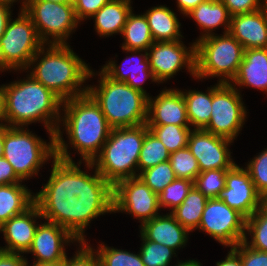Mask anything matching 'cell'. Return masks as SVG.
Instances as JSON below:
<instances>
[{"instance_id":"obj_1","label":"cell","mask_w":267,"mask_h":266,"mask_svg":"<svg viewBox=\"0 0 267 266\" xmlns=\"http://www.w3.org/2000/svg\"><path fill=\"white\" fill-rule=\"evenodd\" d=\"M51 162L49 180L34 194V203L42 219L67 229L80 242H87L84 233L89 223L113 212V185L96 169L91 175L81 170V161L76 164L55 157Z\"/></svg>"},{"instance_id":"obj_2","label":"cell","mask_w":267,"mask_h":266,"mask_svg":"<svg viewBox=\"0 0 267 266\" xmlns=\"http://www.w3.org/2000/svg\"><path fill=\"white\" fill-rule=\"evenodd\" d=\"M60 125L68 135L69 143L63 139L62 127L55 133V156L65 161H73L69 145L81 156L79 161L92 162L107 141L111 127L100 106L88 94L62 102ZM67 143V144H66Z\"/></svg>"},{"instance_id":"obj_3","label":"cell","mask_w":267,"mask_h":266,"mask_svg":"<svg viewBox=\"0 0 267 266\" xmlns=\"http://www.w3.org/2000/svg\"><path fill=\"white\" fill-rule=\"evenodd\" d=\"M8 127H27L42 122L50 140L60 127L62 100L31 75L5 85Z\"/></svg>"},{"instance_id":"obj_4","label":"cell","mask_w":267,"mask_h":266,"mask_svg":"<svg viewBox=\"0 0 267 266\" xmlns=\"http://www.w3.org/2000/svg\"><path fill=\"white\" fill-rule=\"evenodd\" d=\"M46 46L44 44L30 61L26 69L31 68L29 74L62 101L86 94L87 86L83 83L89 79L90 66L73 52L69 44Z\"/></svg>"},{"instance_id":"obj_5","label":"cell","mask_w":267,"mask_h":266,"mask_svg":"<svg viewBox=\"0 0 267 266\" xmlns=\"http://www.w3.org/2000/svg\"><path fill=\"white\" fill-rule=\"evenodd\" d=\"M98 75V85H87V93L100 106L111 128L140 126L147 122L148 97L125 82L108 77L102 70L95 74L90 70L89 78Z\"/></svg>"},{"instance_id":"obj_6","label":"cell","mask_w":267,"mask_h":266,"mask_svg":"<svg viewBox=\"0 0 267 266\" xmlns=\"http://www.w3.org/2000/svg\"><path fill=\"white\" fill-rule=\"evenodd\" d=\"M147 124L111 128L109 137L92 162H83L87 169L97 170L113 186L120 180L138 176V160Z\"/></svg>"},{"instance_id":"obj_7","label":"cell","mask_w":267,"mask_h":266,"mask_svg":"<svg viewBox=\"0 0 267 266\" xmlns=\"http://www.w3.org/2000/svg\"><path fill=\"white\" fill-rule=\"evenodd\" d=\"M244 50L229 32L196 39L195 79L219 77V83H230L243 60Z\"/></svg>"},{"instance_id":"obj_8","label":"cell","mask_w":267,"mask_h":266,"mask_svg":"<svg viewBox=\"0 0 267 266\" xmlns=\"http://www.w3.org/2000/svg\"><path fill=\"white\" fill-rule=\"evenodd\" d=\"M3 157L12 165L22 180L38 175L49 159L55 156V140L46 143L25 127H8L4 124Z\"/></svg>"},{"instance_id":"obj_9","label":"cell","mask_w":267,"mask_h":266,"mask_svg":"<svg viewBox=\"0 0 267 266\" xmlns=\"http://www.w3.org/2000/svg\"><path fill=\"white\" fill-rule=\"evenodd\" d=\"M24 12L31 18L45 45L69 44L67 40L79 24L71 3L30 0Z\"/></svg>"},{"instance_id":"obj_10","label":"cell","mask_w":267,"mask_h":266,"mask_svg":"<svg viewBox=\"0 0 267 266\" xmlns=\"http://www.w3.org/2000/svg\"><path fill=\"white\" fill-rule=\"evenodd\" d=\"M238 87L219 83L212 87V111L205 131L234 142L245 124L247 111Z\"/></svg>"},{"instance_id":"obj_11","label":"cell","mask_w":267,"mask_h":266,"mask_svg":"<svg viewBox=\"0 0 267 266\" xmlns=\"http://www.w3.org/2000/svg\"><path fill=\"white\" fill-rule=\"evenodd\" d=\"M43 45L35 25L24 11H19L15 20H9L0 38V48L15 71H26L30 61Z\"/></svg>"},{"instance_id":"obj_12","label":"cell","mask_w":267,"mask_h":266,"mask_svg":"<svg viewBox=\"0 0 267 266\" xmlns=\"http://www.w3.org/2000/svg\"><path fill=\"white\" fill-rule=\"evenodd\" d=\"M246 218L220 198H209L203 210L199 231L226 247H235L244 240Z\"/></svg>"},{"instance_id":"obj_13","label":"cell","mask_w":267,"mask_h":266,"mask_svg":"<svg viewBox=\"0 0 267 266\" xmlns=\"http://www.w3.org/2000/svg\"><path fill=\"white\" fill-rule=\"evenodd\" d=\"M158 195L138 176L118 181L113 186V213H128L141 225L158 216Z\"/></svg>"},{"instance_id":"obj_14","label":"cell","mask_w":267,"mask_h":266,"mask_svg":"<svg viewBox=\"0 0 267 266\" xmlns=\"http://www.w3.org/2000/svg\"><path fill=\"white\" fill-rule=\"evenodd\" d=\"M150 68L157 83H164L186 68L195 78V42L190 47L181 40L154 42L147 50Z\"/></svg>"},{"instance_id":"obj_15","label":"cell","mask_w":267,"mask_h":266,"mask_svg":"<svg viewBox=\"0 0 267 266\" xmlns=\"http://www.w3.org/2000/svg\"><path fill=\"white\" fill-rule=\"evenodd\" d=\"M219 198L246 219L266 202L257 192L247 169L238 164L227 170L225 188Z\"/></svg>"},{"instance_id":"obj_16","label":"cell","mask_w":267,"mask_h":266,"mask_svg":"<svg viewBox=\"0 0 267 266\" xmlns=\"http://www.w3.org/2000/svg\"><path fill=\"white\" fill-rule=\"evenodd\" d=\"M233 141L214 135L204 129H192L188 148L197 159L200 172L206 170L231 169L233 161L229 145Z\"/></svg>"},{"instance_id":"obj_17","label":"cell","mask_w":267,"mask_h":266,"mask_svg":"<svg viewBox=\"0 0 267 266\" xmlns=\"http://www.w3.org/2000/svg\"><path fill=\"white\" fill-rule=\"evenodd\" d=\"M79 243L67 229L50 221L39 224L32 244L26 253L33 254L37 264L66 259V245ZM69 243V244H68Z\"/></svg>"},{"instance_id":"obj_18","label":"cell","mask_w":267,"mask_h":266,"mask_svg":"<svg viewBox=\"0 0 267 266\" xmlns=\"http://www.w3.org/2000/svg\"><path fill=\"white\" fill-rule=\"evenodd\" d=\"M146 124L190 126L186 102L181 90L165 87L155 98L148 97Z\"/></svg>"},{"instance_id":"obj_19","label":"cell","mask_w":267,"mask_h":266,"mask_svg":"<svg viewBox=\"0 0 267 266\" xmlns=\"http://www.w3.org/2000/svg\"><path fill=\"white\" fill-rule=\"evenodd\" d=\"M37 218H43L39 207L34 203L24 213L10 218L0 226L6 245L0 250L13 253H26L38 227Z\"/></svg>"},{"instance_id":"obj_20","label":"cell","mask_w":267,"mask_h":266,"mask_svg":"<svg viewBox=\"0 0 267 266\" xmlns=\"http://www.w3.org/2000/svg\"><path fill=\"white\" fill-rule=\"evenodd\" d=\"M126 51V53H131L125 58V64L117 65L115 60H109L104 66H102L101 70L111 79L118 82H125L133 89L138 90L145 94L147 97H150L149 93L146 92L144 87L145 81L152 80V82H157L152 70L150 68V63L147 58V51L144 50H128L122 49ZM141 52H144L141 53ZM138 55V58L136 57ZM136 58V59H135ZM129 66L126 70L123 69L127 64Z\"/></svg>"},{"instance_id":"obj_21","label":"cell","mask_w":267,"mask_h":266,"mask_svg":"<svg viewBox=\"0 0 267 266\" xmlns=\"http://www.w3.org/2000/svg\"><path fill=\"white\" fill-rule=\"evenodd\" d=\"M140 233L152 242L163 244L176 251L188 242L189 231L171 213L158 215L140 225Z\"/></svg>"},{"instance_id":"obj_22","label":"cell","mask_w":267,"mask_h":266,"mask_svg":"<svg viewBox=\"0 0 267 266\" xmlns=\"http://www.w3.org/2000/svg\"><path fill=\"white\" fill-rule=\"evenodd\" d=\"M229 33L245 50L267 48V19L260 10L231 16Z\"/></svg>"},{"instance_id":"obj_23","label":"cell","mask_w":267,"mask_h":266,"mask_svg":"<svg viewBox=\"0 0 267 266\" xmlns=\"http://www.w3.org/2000/svg\"><path fill=\"white\" fill-rule=\"evenodd\" d=\"M230 84L239 88L254 87L267 93V48L244 50L243 60Z\"/></svg>"},{"instance_id":"obj_24","label":"cell","mask_w":267,"mask_h":266,"mask_svg":"<svg viewBox=\"0 0 267 266\" xmlns=\"http://www.w3.org/2000/svg\"><path fill=\"white\" fill-rule=\"evenodd\" d=\"M203 30L198 39L213 35L215 29L223 26V33L230 29L231 15L221 0H206L186 15Z\"/></svg>"},{"instance_id":"obj_25","label":"cell","mask_w":267,"mask_h":266,"mask_svg":"<svg viewBox=\"0 0 267 266\" xmlns=\"http://www.w3.org/2000/svg\"><path fill=\"white\" fill-rule=\"evenodd\" d=\"M131 0H110L91 19L95 20V31L100 37L122 34L128 15L133 10Z\"/></svg>"},{"instance_id":"obj_26","label":"cell","mask_w":267,"mask_h":266,"mask_svg":"<svg viewBox=\"0 0 267 266\" xmlns=\"http://www.w3.org/2000/svg\"><path fill=\"white\" fill-rule=\"evenodd\" d=\"M154 42L182 40L181 23L177 15L165 5L154 6L144 13Z\"/></svg>"},{"instance_id":"obj_27","label":"cell","mask_w":267,"mask_h":266,"mask_svg":"<svg viewBox=\"0 0 267 266\" xmlns=\"http://www.w3.org/2000/svg\"><path fill=\"white\" fill-rule=\"evenodd\" d=\"M22 183L0 185V226L34 204V193Z\"/></svg>"},{"instance_id":"obj_28","label":"cell","mask_w":267,"mask_h":266,"mask_svg":"<svg viewBox=\"0 0 267 266\" xmlns=\"http://www.w3.org/2000/svg\"><path fill=\"white\" fill-rule=\"evenodd\" d=\"M186 102L187 116L190 127L204 129L211 118L212 111V86L205 91L182 90Z\"/></svg>"},{"instance_id":"obj_29","label":"cell","mask_w":267,"mask_h":266,"mask_svg":"<svg viewBox=\"0 0 267 266\" xmlns=\"http://www.w3.org/2000/svg\"><path fill=\"white\" fill-rule=\"evenodd\" d=\"M122 49L147 51L154 43L148 21L143 14L130 12L122 31Z\"/></svg>"},{"instance_id":"obj_30","label":"cell","mask_w":267,"mask_h":266,"mask_svg":"<svg viewBox=\"0 0 267 266\" xmlns=\"http://www.w3.org/2000/svg\"><path fill=\"white\" fill-rule=\"evenodd\" d=\"M208 199L193 186L183 203L170 211V213L184 228L189 232H193V230L198 229Z\"/></svg>"},{"instance_id":"obj_31","label":"cell","mask_w":267,"mask_h":266,"mask_svg":"<svg viewBox=\"0 0 267 266\" xmlns=\"http://www.w3.org/2000/svg\"><path fill=\"white\" fill-rule=\"evenodd\" d=\"M247 234L251 241H248ZM243 242L252 249L267 252V202L246 219Z\"/></svg>"},{"instance_id":"obj_32","label":"cell","mask_w":267,"mask_h":266,"mask_svg":"<svg viewBox=\"0 0 267 266\" xmlns=\"http://www.w3.org/2000/svg\"><path fill=\"white\" fill-rule=\"evenodd\" d=\"M170 159V152L165 145L150 131L145 133L144 142L140 150L138 160V175L139 172L154 167L161 162Z\"/></svg>"},{"instance_id":"obj_33","label":"cell","mask_w":267,"mask_h":266,"mask_svg":"<svg viewBox=\"0 0 267 266\" xmlns=\"http://www.w3.org/2000/svg\"><path fill=\"white\" fill-rule=\"evenodd\" d=\"M149 130L165 145L172 153L188 146L189 135L192 131L190 126L147 125Z\"/></svg>"},{"instance_id":"obj_34","label":"cell","mask_w":267,"mask_h":266,"mask_svg":"<svg viewBox=\"0 0 267 266\" xmlns=\"http://www.w3.org/2000/svg\"><path fill=\"white\" fill-rule=\"evenodd\" d=\"M97 253L100 266H145L140 253H131L123 249L109 247L104 243L99 244Z\"/></svg>"},{"instance_id":"obj_35","label":"cell","mask_w":267,"mask_h":266,"mask_svg":"<svg viewBox=\"0 0 267 266\" xmlns=\"http://www.w3.org/2000/svg\"><path fill=\"white\" fill-rule=\"evenodd\" d=\"M138 177L157 195L176 179L169 160L142 171Z\"/></svg>"},{"instance_id":"obj_36","label":"cell","mask_w":267,"mask_h":266,"mask_svg":"<svg viewBox=\"0 0 267 266\" xmlns=\"http://www.w3.org/2000/svg\"><path fill=\"white\" fill-rule=\"evenodd\" d=\"M139 253L145 266H169L172 257H177V251L170 247L147 240L141 233Z\"/></svg>"},{"instance_id":"obj_37","label":"cell","mask_w":267,"mask_h":266,"mask_svg":"<svg viewBox=\"0 0 267 266\" xmlns=\"http://www.w3.org/2000/svg\"><path fill=\"white\" fill-rule=\"evenodd\" d=\"M169 162L176 178L189 179L194 182L200 173L198 161L188 147L170 153Z\"/></svg>"},{"instance_id":"obj_38","label":"cell","mask_w":267,"mask_h":266,"mask_svg":"<svg viewBox=\"0 0 267 266\" xmlns=\"http://www.w3.org/2000/svg\"><path fill=\"white\" fill-rule=\"evenodd\" d=\"M193 186L194 182L189 179L176 178L158 195L160 209L169 208V211L174 210L183 203Z\"/></svg>"},{"instance_id":"obj_39","label":"cell","mask_w":267,"mask_h":266,"mask_svg":"<svg viewBox=\"0 0 267 266\" xmlns=\"http://www.w3.org/2000/svg\"><path fill=\"white\" fill-rule=\"evenodd\" d=\"M227 170L229 169L200 172L194 181V186L207 198H219L225 188Z\"/></svg>"},{"instance_id":"obj_40","label":"cell","mask_w":267,"mask_h":266,"mask_svg":"<svg viewBox=\"0 0 267 266\" xmlns=\"http://www.w3.org/2000/svg\"><path fill=\"white\" fill-rule=\"evenodd\" d=\"M255 185L257 192L267 200V148L259 152L257 156L245 167Z\"/></svg>"},{"instance_id":"obj_41","label":"cell","mask_w":267,"mask_h":266,"mask_svg":"<svg viewBox=\"0 0 267 266\" xmlns=\"http://www.w3.org/2000/svg\"><path fill=\"white\" fill-rule=\"evenodd\" d=\"M72 258L64 259V266H100V261L94 248L88 242H79V249Z\"/></svg>"},{"instance_id":"obj_42","label":"cell","mask_w":267,"mask_h":266,"mask_svg":"<svg viewBox=\"0 0 267 266\" xmlns=\"http://www.w3.org/2000/svg\"><path fill=\"white\" fill-rule=\"evenodd\" d=\"M232 248L240 255L242 266H267V252L252 249L243 241Z\"/></svg>"},{"instance_id":"obj_43","label":"cell","mask_w":267,"mask_h":266,"mask_svg":"<svg viewBox=\"0 0 267 266\" xmlns=\"http://www.w3.org/2000/svg\"><path fill=\"white\" fill-rule=\"evenodd\" d=\"M110 0H77L74 5L76 18L79 22L90 19L99 9Z\"/></svg>"},{"instance_id":"obj_44","label":"cell","mask_w":267,"mask_h":266,"mask_svg":"<svg viewBox=\"0 0 267 266\" xmlns=\"http://www.w3.org/2000/svg\"><path fill=\"white\" fill-rule=\"evenodd\" d=\"M231 16L260 10V0H221Z\"/></svg>"},{"instance_id":"obj_45","label":"cell","mask_w":267,"mask_h":266,"mask_svg":"<svg viewBox=\"0 0 267 266\" xmlns=\"http://www.w3.org/2000/svg\"><path fill=\"white\" fill-rule=\"evenodd\" d=\"M22 183L16 175L12 165L4 158H0V185Z\"/></svg>"},{"instance_id":"obj_46","label":"cell","mask_w":267,"mask_h":266,"mask_svg":"<svg viewBox=\"0 0 267 266\" xmlns=\"http://www.w3.org/2000/svg\"><path fill=\"white\" fill-rule=\"evenodd\" d=\"M28 260L21 253L0 250V266H27Z\"/></svg>"},{"instance_id":"obj_47","label":"cell","mask_w":267,"mask_h":266,"mask_svg":"<svg viewBox=\"0 0 267 266\" xmlns=\"http://www.w3.org/2000/svg\"><path fill=\"white\" fill-rule=\"evenodd\" d=\"M11 6L0 1V38L3 36L9 20L12 18Z\"/></svg>"},{"instance_id":"obj_48","label":"cell","mask_w":267,"mask_h":266,"mask_svg":"<svg viewBox=\"0 0 267 266\" xmlns=\"http://www.w3.org/2000/svg\"><path fill=\"white\" fill-rule=\"evenodd\" d=\"M216 266H242L240 255L231 247L225 260L217 261Z\"/></svg>"},{"instance_id":"obj_49","label":"cell","mask_w":267,"mask_h":266,"mask_svg":"<svg viewBox=\"0 0 267 266\" xmlns=\"http://www.w3.org/2000/svg\"><path fill=\"white\" fill-rule=\"evenodd\" d=\"M206 0H177V8L178 11L182 15H187L190 13L193 9H195L200 3L204 2Z\"/></svg>"},{"instance_id":"obj_50","label":"cell","mask_w":267,"mask_h":266,"mask_svg":"<svg viewBox=\"0 0 267 266\" xmlns=\"http://www.w3.org/2000/svg\"><path fill=\"white\" fill-rule=\"evenodd\" d=\"M6 91L5 84L0 86V124H4L6 117ZM4 121V122H3Z\"/></svg>"},{"instance_id":"obj_51","label":"cell","mask_w":267,"mask_h":266,"mask_svg":"<svg viewBox=\"0 0 267 266\" xmlns=\"http://www.w3.org/2000/svg\"><path fill=\"white\" fill-rule=\"evenodd\" d=\"M8 71V70H15L5 59L4 53L2 51V49L0 48V71L4 72V71Z\"/></svg>"},{"instance_id":"obj_52","label":"cell","mask_w":267,"mask_h":266,"mask_svg":"<svg viewBox=\"0 0 267 266\" xmlns=\"http://www.w3.org/2000/svg\"><path fill=\"white\" fill-rule=\"evenodd\" d=\"M0 1L2 3L8 4L9 6L12 7L14 5L13 3L17 2L18 0H0ZM19 1H21V0H19ZM29 2H30V0H22L21 1L22 5H21L19 10L24 11L27 8Z\"/></svg>"},{"instance_id":"obj_53","label":"cell","mask_w":267,"mask_h":266,"mask_svg":"<svg viewBox=\"0 0 267 266\" xmlns=\"http://www.w3.org/2000/svg\"><path fill=\"white\" fill-rule=\"evenodd\" d=\"M177 262L178 263L175 264L174 266H201V263L199 261H197V259L196 260H194V259L190 260L189 259L186 261L179 260Z\"/></svg>"},{"instance_id":"obj_54","label":"cell","mask_w":267,"mask_h":266,"mask_svg":"<svg viewBox=\"0 0 267 266\" xmlns=\"http://www.w3.org/2000/svg\"><path fill=\"white\" fill-rule=\"evenodd\" d=\"M4 153V124H0V158Z\"/></svg>"},{"instance_id":"obj_55","label":"cell","mask_w":267,"mask_h":266,"mask_svg":"<svg viewBox=\"0 0 267 266\" xmlns=\"http://www.w3.org/2000/svg\"><path fill=\"white\" fill-rule=\"evenodd\" d=\"M27 266L29 265L27 264ZM33 266H64V260L58 262L42 263V264H37L33 262Z\"/></svg>"},{"instance_id":"obj_56","label":"cell","mask_w":267,"mask_h":266,"mask_svg":"<svg viewBox=\"0 0 267 266\" xmlns=\"http://www.w3.org/2000/svg\"><path fill=\"white\" fill-rule=\"evenodd\" d=\"M260 11L267 19V0H260Z\"/></svg>"},{"instance_id":"obj_57","label":"cell","mask_w":267,"mask_h":266,"mask_svg":"<svg viewBox=\"0 0 267 266\" xmlns=\"http://www.w3.org/2000/svg\"><path fill=\"white\" fill-rule=\"evenodd\" d=\"M45 1H52L56 3H70V0H45Z\"/></svg>"},{"instance_id":"obj_58","label":"cell","mask_w":267,"mask_h":266,"mask_svg":"<svg viewBox=\"0 0 267 266\" xmlns=\"http://www.w3.org/2000/svg\"><path fill=\"white\" fill-rule=\"evenodd\" d=\"M77 0H70L71 4H74Z\"/></svg>"}]
</instances>
